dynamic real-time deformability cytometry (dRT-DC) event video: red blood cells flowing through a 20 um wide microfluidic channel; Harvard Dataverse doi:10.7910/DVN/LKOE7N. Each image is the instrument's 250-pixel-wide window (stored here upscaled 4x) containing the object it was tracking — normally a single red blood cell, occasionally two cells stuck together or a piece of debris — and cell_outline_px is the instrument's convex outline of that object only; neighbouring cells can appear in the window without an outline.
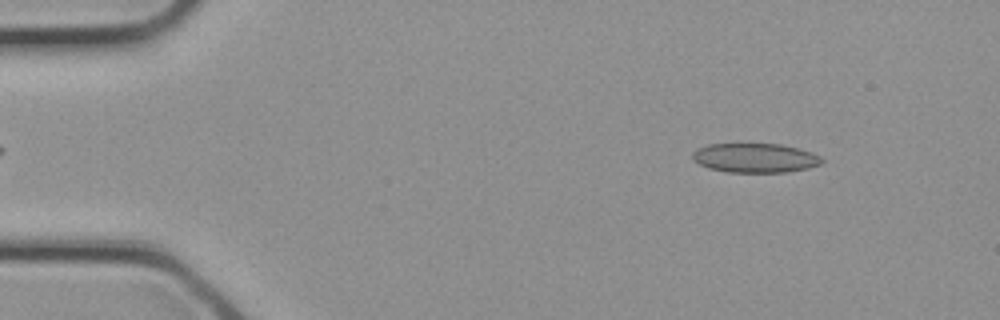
{"species": "common noctule bat (a hibernating species)", "species_latin": "Nyctalus noctula", "temperature_condition": "cold", "stored_images_in_passage": 16, "camera_frame_rate_fps": 3000, "um_per_image_px": 0.085, "animal": {"sex": "female", "body_mass_g": 21.9}, "frame": {"image": 1, "passage_image": 3, "time_ms": 0.667, "image_size_px": [1000, 320], "cell_outline_px": [[824, 160], [820, 164], [808, 168], [788, 172], [728, 172], [708, 168], [692, 160], [692, 152], [708, 144], [780, 144], [812, 152], [820, 156]], "centroid_in_image_um": [64.18, 13.43], "position_along_channel_um": 20.8, "area_um2": 22.02}}
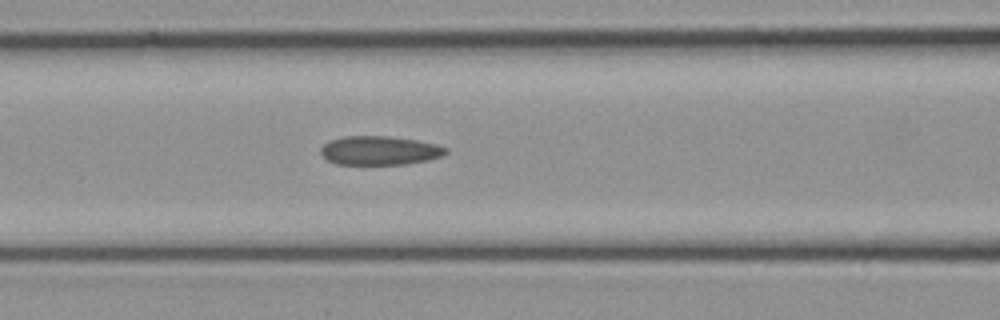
{"frame": {"image": 2, "passage_image": 12, "time_ms": 3.667, "image_size_px": [1000, 320], "cell_outline_px": [[448, 152], [444, 156], [428, 160], [404, 164], [336, 164], [328, 160], [320, 152], [320, 148], [328, 140], [344, 136], [388, 136], [416, 140], [436, 144], [448, 148]], "centroid_in_image_um": [32.28, 12.79], "position_along_channel_um": 134.3, "area_um2": 21.15}}
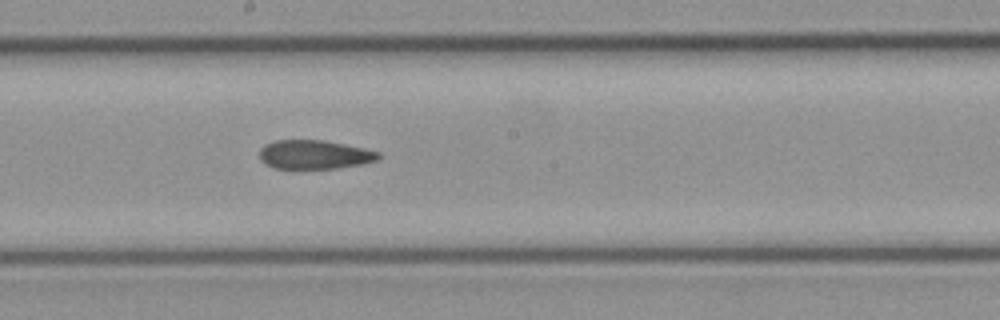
{"frame": {"image": 3, "passage_image": 16, "time_ms": 5.0, "image_size_px": [1000, 320], "cell_outline_px": [[380, 156], [376, 160], [360, 164], [336, 168], [272, 168], [264, 164], [260, 160], [260, 148], [264, 144], [276, 140], [324, 140], [364, 148], [380, 152]], "centroid_in_image_um": [26.68, 13.13], "position_along_channel_um": 221.5, "area_um2": 20.0}}